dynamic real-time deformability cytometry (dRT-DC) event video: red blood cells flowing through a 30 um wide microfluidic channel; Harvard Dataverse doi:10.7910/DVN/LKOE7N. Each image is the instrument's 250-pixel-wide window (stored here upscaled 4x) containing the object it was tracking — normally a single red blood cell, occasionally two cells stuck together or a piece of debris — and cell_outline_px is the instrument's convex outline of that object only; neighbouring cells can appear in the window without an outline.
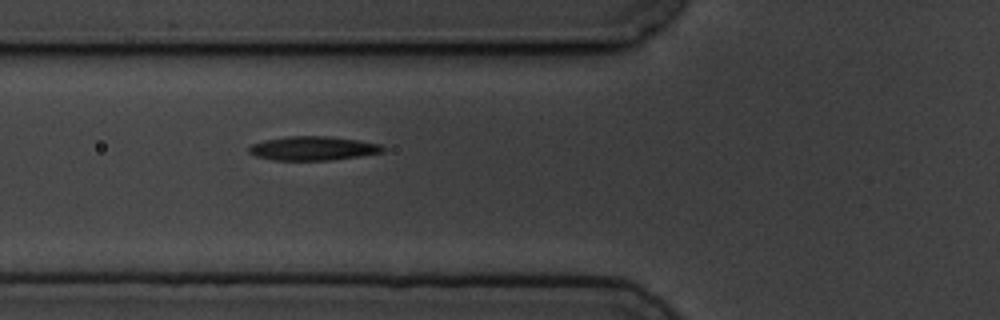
{"species": "common noctule bat (a hibernating species)", "species_latin": "Nyctalus noctula", "temperature_condition": "cold", "stored_images_in_passage": 4, "camera_frame_rate_fps": 3000, "um_per_image_px": 0.085, "animal": {"sex": "male", "body_mass_g": 19.5, "forearm_length_mm": 54.6}, "frame": {"image": 1, "passage_image": 4, "time_ms": 3.667, "image_size_px": [1000, 320], "cell_outline_px": [[384, 152], [360, 156], [332, 160], [272, 160], [256, 156], [248, 152], [248, 148], [252, 144], [264, 140], [288, 136], [328, 136], [356, 140], [380, 144], [384, 148]], "centroid_in_image_um": [26.58, 12.61], "position_along_channel_um": 99.2, "area_um2": 18.67}}